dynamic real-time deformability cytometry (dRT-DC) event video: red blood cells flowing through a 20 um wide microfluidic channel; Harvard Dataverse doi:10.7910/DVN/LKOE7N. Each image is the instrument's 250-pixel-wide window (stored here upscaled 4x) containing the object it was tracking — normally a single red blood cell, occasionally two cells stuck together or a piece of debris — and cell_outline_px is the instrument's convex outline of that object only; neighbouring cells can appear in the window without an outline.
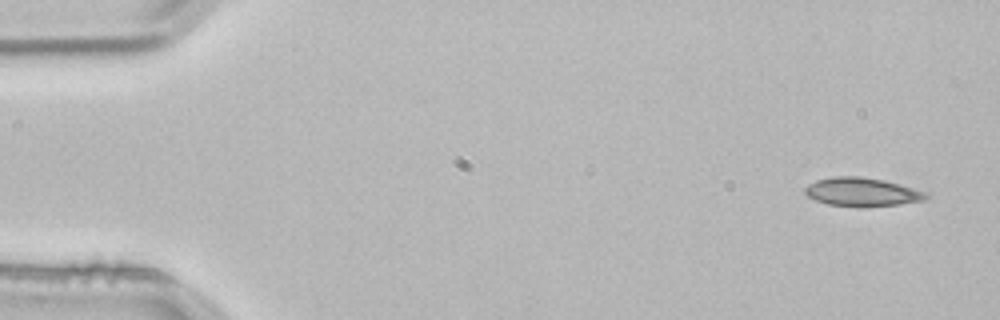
{"species": "common noctule bat (a hibernating species)", "species_latin": "Nyctalus noctula", "temperature_condition": "room temperature", "stored_images_in_passage": 3, "camera_frame_rate_fps": 3000, "um_per_image_px": 0.085, "animal": {"sex": "male", "body_mass_g": 21.5, "forearm_length_mm": 52.0}, "frame": {"image": 1, "passage_image": 1, "time_ms": 0.0, "image_size_px": [1000, 320], "cell_outline_px": [[928, 196], [924, 200], [900, 204], [828, 204], [816, 200], [808, 196], [804, 192], [804, 188], [808, 184], [816, 180], [832, 176], [860, 176], [884, 180], [912, 188], [924, 192]], "centroid_in_image_um": [73.21, 16.26], "position_along_channel_um": 11.8, "area_um2": 19.19}}